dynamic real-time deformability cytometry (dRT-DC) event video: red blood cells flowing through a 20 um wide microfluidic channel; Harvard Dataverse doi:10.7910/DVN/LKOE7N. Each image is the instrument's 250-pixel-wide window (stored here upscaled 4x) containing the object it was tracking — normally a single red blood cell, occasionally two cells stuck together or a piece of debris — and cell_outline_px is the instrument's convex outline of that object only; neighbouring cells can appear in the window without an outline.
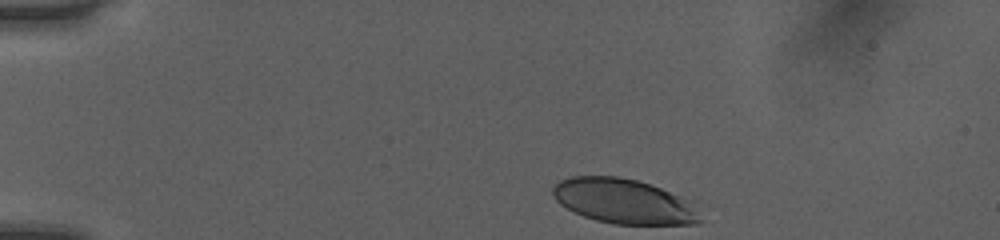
{"species": "human", "species_latin": "Homo sapiens", "temperature_condition": "room temperature", "stored_images_in_passage": 35, "camera_frame_rate_fps": 3000, "um_per_image_px": 0.085, "donor": {"sex": "female"}, "frame": {"image": 1, "passage_image": 1, "time_ms": 0.0, "image_size_px": [1000, 240], "cell_outline_px": [[700, 224], [612, 224], [596, 220], [584, 216], [560, 204], [556, 200], [552, 192], [552, 188], [560, 180], [572, 176], [620, 176], [636, 180], [660, 188], [680, 196], [688, 200], [700, 220]], "centroid_in_image_um": [52.97, 17.1], "position_along_channel_um": 32.0, "area_um2": 37.92}}
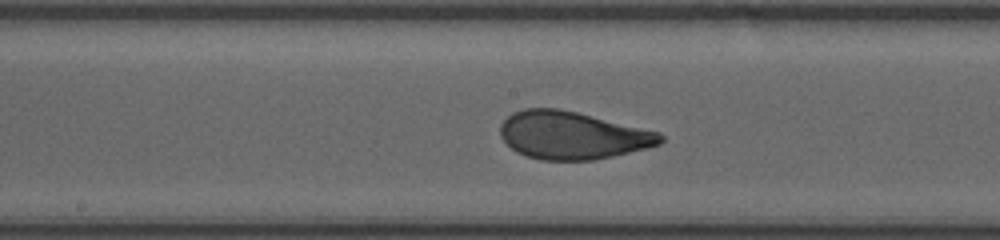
{"frame": {"image": 2, "passage_image": 19, "time_ms": 6.0, "image_size_px": [1000, 240], "cell_outline_px": [[664, 140], [660, 144], [648, 148], [612, 156], [592, 160], [540, 160], [524, 156], [516, 152], [500, 136], [500, 124], [512, 112], [524, 108], [560, 108], [660, 132], [664, 136]], "centroid_in_image_um": [48.64, 11.5], "position_along_channel_um": 199.6, "area_um2": 44.62}}
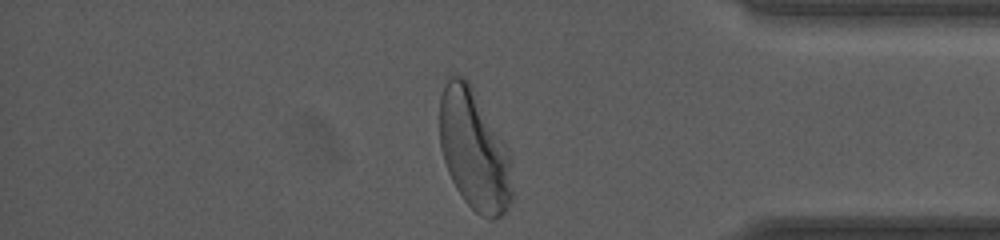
{"frame": {"image": 3, "passage_image": 35, "time_ms": 11.333, "image_size_px": [1000, 240], "cell_outline_px": [[512, 200], [508, 208], [500, 216], [492, 220], [488, 220], [480, 216], [464, 200], [456, 188], [448, 172], [440, 148], [440, 96], [448, 80], [452, 76], [464, 76], [472, 88], [512, 152]], "centroid_in_image_um": [40.34, 12.81], "position_along_channel_um": 394.9, "area_um2": 51.27}, "authors_computed_cell_mechanics": {"area_um2": 44.3904, "velocity_mm_per_s": 4.0184, "shape_relaxation_time_tau1_ms": 3.3706, "shape_relaxation_time_tau2_ms": null, "deformation_change_tau1": 0.1516, "deformation_change_tau2": null}}